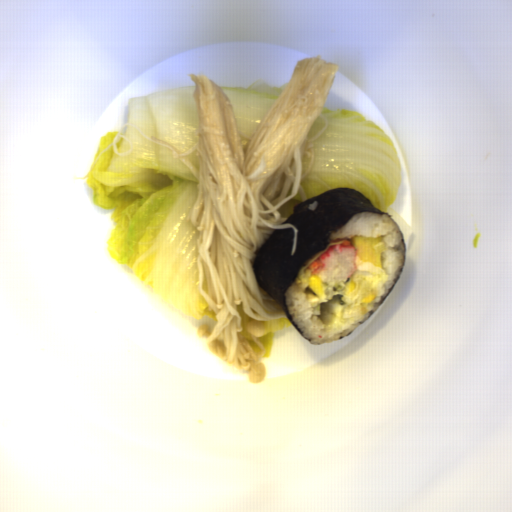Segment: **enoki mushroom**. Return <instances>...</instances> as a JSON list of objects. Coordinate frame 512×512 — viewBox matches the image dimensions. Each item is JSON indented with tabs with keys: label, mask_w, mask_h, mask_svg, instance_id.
Instances as JSON below:
<instances>
[{
	"label": "enoki mushroom",
	"mask_w": 512,
	"mask_h": 512,
	"mask_svg": "<svg viewBox=\"0 0 512 512\" xmlns=\"http://www.w3.org/2000/svg\"><path fill=\"white\" fill-rule=\"evenodd\" d=\"M339 64L306 57L293 65L278 98L252 136L240 133L233 103L204 74L191 75L198 119L195 145L181 153L171 143L124 124L108 149L116 156L132 152L126 127L162 145L197 178L196 199L187 220L196 228V270L201 294L216 319L198 325L197 334L225 361L261 384L265 348L258 338L266 321L286 317L257 281L253 261L275 230H298L283 224L280 208L294 198L314 166L310 132L333 87Z\"/></svg>",
	"instance_id": "enoki-mushroom-1"
}]
</instances>
